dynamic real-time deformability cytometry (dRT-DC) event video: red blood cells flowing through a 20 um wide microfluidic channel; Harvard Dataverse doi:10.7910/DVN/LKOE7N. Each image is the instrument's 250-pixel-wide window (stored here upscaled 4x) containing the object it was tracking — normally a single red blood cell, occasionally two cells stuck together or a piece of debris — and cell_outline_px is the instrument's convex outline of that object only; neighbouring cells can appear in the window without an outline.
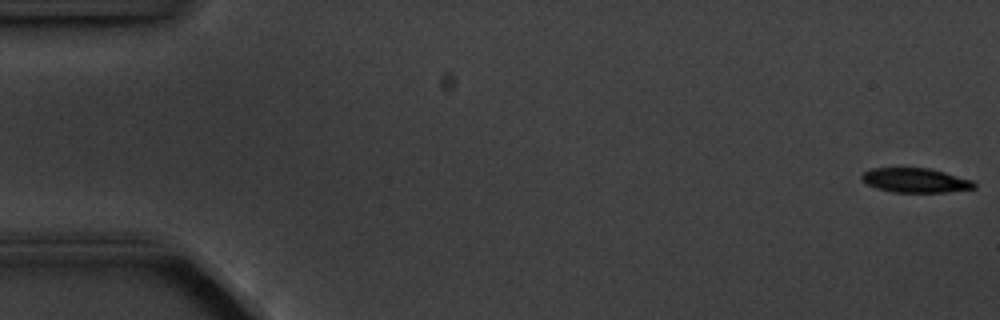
{"species": "common noctule bat (a hibernating species)", "species_latin": "Nyctalus noctula", "temperature_condition": "cold", "stored_images_in_passage": 6, "camera_frame_rate_fps": 3000, "um_per_image_px": 0.085, "animal": {"sex": "male", "body_mass_g": 20.1, "forearm_length_mm": 53.5}, "frame": {"image": 1, "passage_image": 1, "time_ms": 0.0, "image_size_px": [1000, 320], "cell_outline_px": [[976, 188], [944, 192], [892, 192], [876, 188], [868, 184], [860, 176], [864, 172], [872, 168], [928, 168], [944, 172], [972, 180], [976, 184]], "centroid_in_image_um": [77.82, 15.33], "position_along_channel_um": 7.2, "area_um2": 15.84}}
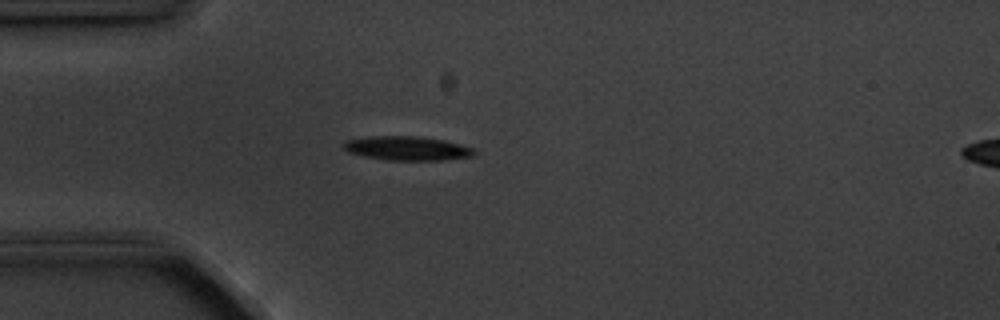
{"frame": {"image": 2, "passage_image": 5, "time_ms": 4.667, "image_size_px": [1000, 320], "cell_outline_px": [[476, 152], [472, 156], [444, 160], [384, 160], [364, 156], [348, 152], [340, 148], [348, 140], [368, 136], [416, 136], [444, 140], [476, 148]], "centroid_in_image_um": [34.61, 12.61], "position_along_channel_um": 50.4, "area_um2": 18.44}}